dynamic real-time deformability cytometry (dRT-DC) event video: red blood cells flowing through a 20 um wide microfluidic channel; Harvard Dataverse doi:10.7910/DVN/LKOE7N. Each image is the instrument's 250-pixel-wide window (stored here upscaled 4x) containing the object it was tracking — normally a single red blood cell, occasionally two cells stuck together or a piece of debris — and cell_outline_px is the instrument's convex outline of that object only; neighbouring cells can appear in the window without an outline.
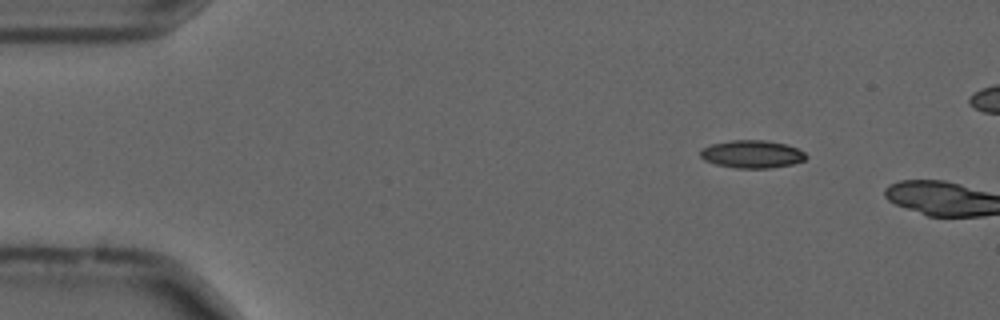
{"species": "common noctule bat (a hibernating species)", "species_latin": "Nyctalus noctula", "temperature_condition": "cold", "stored_images_in_passage": 3, "camera_frame_rate_fps": 3000, "um_per_image_px": 0.085, "animal": {"sex": "male", "forearm_length_mm": 52.5}, "frame": {"image": 1, "passage_image": 1, "time_ms": 0.0, "image_size_px": [1000, 320], "cell_outline_px": [[808, 156], [804, 160], [792, 164], [772, 168], [736, 168], [716, 164], [704, 160], [700, 156], [700, 152], [704, 148], [712, 144], [732, 140], [764, 140], [784, 144], [796, 148], [804, 152]], "centroid_in_image_um": [63.93, 13.11], "position_along_channel_um": 21.1, "area_um2": 16.94}}